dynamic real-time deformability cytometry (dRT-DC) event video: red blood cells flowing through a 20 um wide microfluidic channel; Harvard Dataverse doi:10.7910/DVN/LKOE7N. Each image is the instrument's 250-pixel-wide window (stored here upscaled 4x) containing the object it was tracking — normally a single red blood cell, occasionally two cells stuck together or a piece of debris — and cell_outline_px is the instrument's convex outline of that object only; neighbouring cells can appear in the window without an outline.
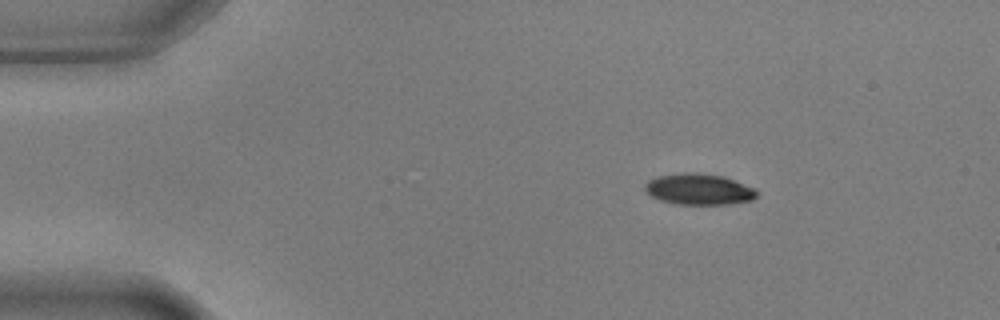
{"species": "common noctule bat (a hibernating species)", "species_latin": "Nyctalus noctula", "temperature_condition": "warm", "stored_images_in_passage": 4, "camera_frame_rate_fps": 3000, "um_per_image_px": 0.085, "animal": {"sex": "male", "body_mass_g": 17.9, "forearm_length_mm": 54.2}, "frame": {"image": 1, "passage_image": 2, "time_ms": 0.333, "image_size_px": [1000, 320], "cell_outline_px": [[760, 192], [752, 200], [728, 204], [676, 204], [660, 200], [652, 196], [644, 188], [644, 184], [648, 180], [656, 176], [684, 172], [696, 172], [724, 176], [756, 188]], "centroid_in_image_um": [59.43, 16.07], "position_along_channel_um": 25.6, "area_um2": 20.46}}
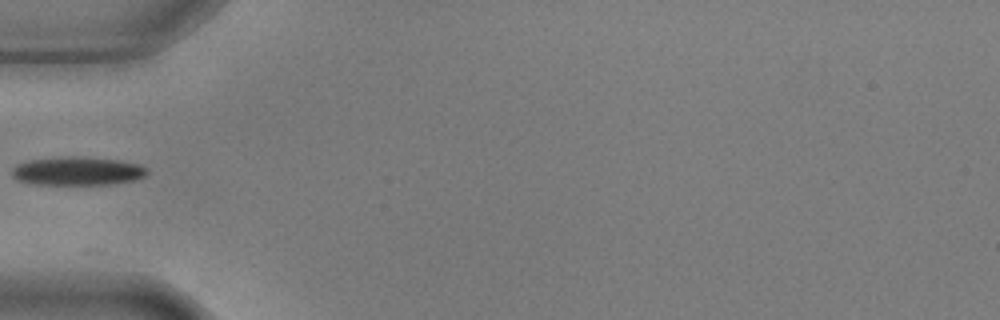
{"frame": {"image": 2, "passage_image": 4, "time_ms": 1.0, "image_size_px": [1000, 320], "cell_outline_px": [[148, 172], [144, 176], [136, 180], [112, 184], [36, 184], [16, 180], [12, 176], [12, 168], [16, 164], [28, 160], [56, 156], [80, 156], [120, 160], [140, 164], [148, 168]], "centroid_in_image_um": [6.58, 14.52], "position_along_channel_um": 78.4, "area_um2": 22.83}}